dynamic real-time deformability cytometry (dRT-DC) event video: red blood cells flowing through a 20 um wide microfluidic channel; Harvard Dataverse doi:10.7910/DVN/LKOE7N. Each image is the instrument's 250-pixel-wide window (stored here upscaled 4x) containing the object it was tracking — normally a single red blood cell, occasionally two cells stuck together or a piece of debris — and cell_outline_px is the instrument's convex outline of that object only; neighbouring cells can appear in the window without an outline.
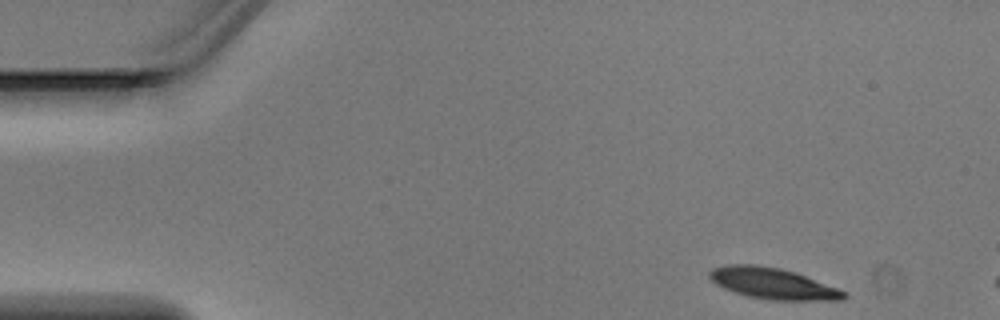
{"species": "Egyptian fruit bat (a non-hibernating species)", "species_latin": "Rousettus aegyptiacus", "temperature_condition": "warm", "stored_images_in_passage": 3, "camera_frame_rate_fps": 3000, "um_per_image_px": 0.085, "animal": {"sex": "male"}, "frame": {"image": 1, "passage_image": 1, "time_ms": 0.0, "image_size_px": [1000, 320], "cell_outline_px": [[848, 296], [840, 300], [772, 300], [748, 296], [724, 288], [716, 284], [708, 276], [708, 272], [712, 268], [728, 264], [756, 264], [780, 268], [796, 272], [836, 288], [844, 292]], "centroid_in_image_um": [65.64, 24.08], "position_along_channel_um": 19.4, "area_um2": 24.16}}